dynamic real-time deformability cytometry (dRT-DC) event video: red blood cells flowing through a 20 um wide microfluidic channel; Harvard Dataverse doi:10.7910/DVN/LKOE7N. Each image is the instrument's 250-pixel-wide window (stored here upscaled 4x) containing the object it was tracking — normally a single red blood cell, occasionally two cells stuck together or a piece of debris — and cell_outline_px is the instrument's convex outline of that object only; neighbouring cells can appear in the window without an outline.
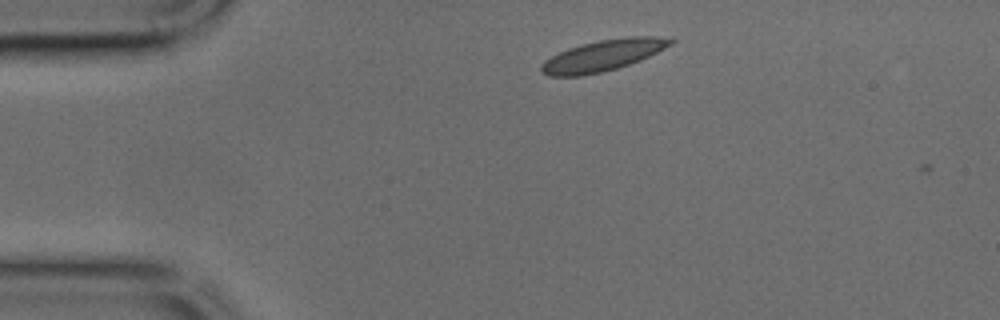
{"species": "common noctule bat (a hibernating species)", "species_latin": "Nyctalus noctula", "temperature_condition": "cold", "stored_images_in_passage": 6, "camera_frame_rate_fps": 3000, "um_per_image_px": 0.085, "animal": {"sex": "male", "body_mass_g": 17.9, "forearm_length_mm": 54.2}, "frame": {"image": 1, "passage_image": 3, "time_ms": 0.667, "image_size_px": [1000, 320], "cell_outline_px": [[676, 40], [672, 44], [640, 60], [616, 68], [600, 72], [580, 76], [548, 76], [540, 72], [540, 68], [544, 60], [568, 48], [580, 44], [600, 40], [628, 36], [656, 36]], "centroid_in_image_um": [51.22, 4.71], "position_along_channel_um": 33.8, "area_um2": 23.24}}